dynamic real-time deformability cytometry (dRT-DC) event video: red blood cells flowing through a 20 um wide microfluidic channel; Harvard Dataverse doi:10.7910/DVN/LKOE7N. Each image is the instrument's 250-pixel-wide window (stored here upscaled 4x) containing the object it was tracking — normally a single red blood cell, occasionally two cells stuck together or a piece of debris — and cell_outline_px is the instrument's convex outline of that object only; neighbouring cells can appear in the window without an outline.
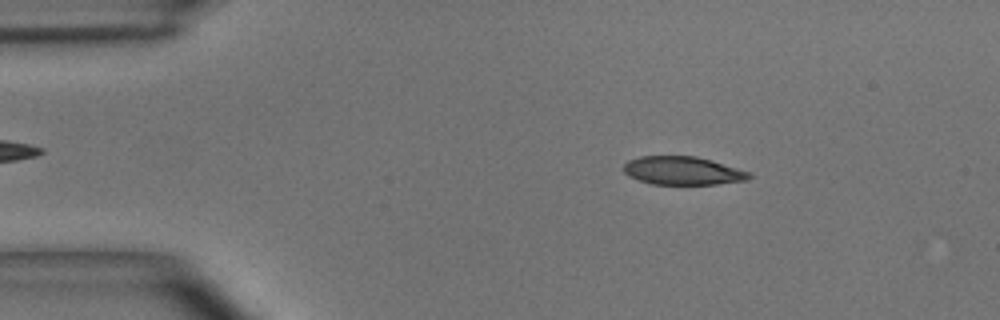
{"species": "common noctule bat (a hibernating species)", "species_latin": "Nyctalus noctula", "temperature_condition": "room temperature", "stored_images_in_passage": 46, "camera_frame_rate_fps": 3000, "um_per_image_px": 0.085, "animal": {"sex": "male", "body_mass_g": 15.6}, "frame": {"image": 1, "passage_image": 4, "time_ms": 1.0, "image_size_px": [1000, 320], "cell_outline_px": [[752, 176], [748, 180], [716, 184], [652, 184], [628, 176], [624, 172], [624, 164], [628, 160], [640, 156], [696, 156], [712, 160], [752, 172]], "centroid_in_image_um": [58.06, 14.5], "position_along_channel_um": 26.9, "area_um2": 20.81}}
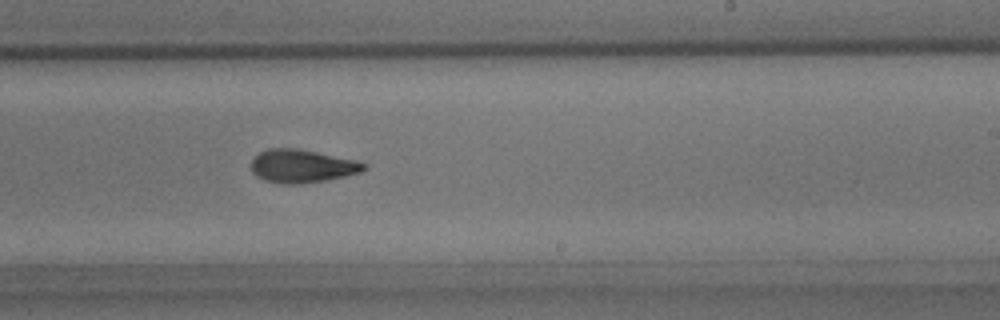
{"frame": {"image": 2, "passage_image": 26, "time_ms": 8.333, "image_size_px": [1000, 320], "cell_outline_px": [[368, 168], [360, 172], [344, 176], [324, 180], [296, 184], [284, 184], [264, 180], [256, 176], [252, 172], [252, 156], [268, 148], [296, 148], [356, 160], [368, 164]], "centroid_in_image_um": [25.65, 14.11], "position_along_channel_um": 263.3, "area_um2": 21.73}}
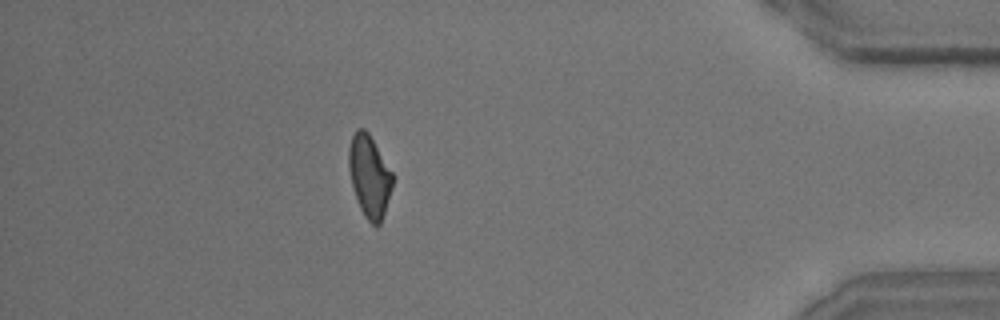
{"frame": {"image": 3, "passage_image": 40, "time_ms": 13.0, "image_size_px": [1000, 320], "cell_outline_px": [[396, 176], [380, 224], [376, 228], [364, 216], [356, 200], [352, 188], [348, 168], [348, 148], [352, 136], [356, 128], [364, 128], [368, 132]], "centroid_in_image_um": [31.4, 14.96], "position_along_channel_um": 403.8, "area_um2": 21.44}, "authors_computed_cell_mechanics": {"area_um2": 21.7039, "velocity_mm_per_s": 3.9837, "shape_relaxation_time_tau1_ms": 4.3618, "shape_relaxation_time_tau2_ms": 3.4729, "deformation_change_tau1": 0.1588, "deformation_change_tau2": 0.0895}}